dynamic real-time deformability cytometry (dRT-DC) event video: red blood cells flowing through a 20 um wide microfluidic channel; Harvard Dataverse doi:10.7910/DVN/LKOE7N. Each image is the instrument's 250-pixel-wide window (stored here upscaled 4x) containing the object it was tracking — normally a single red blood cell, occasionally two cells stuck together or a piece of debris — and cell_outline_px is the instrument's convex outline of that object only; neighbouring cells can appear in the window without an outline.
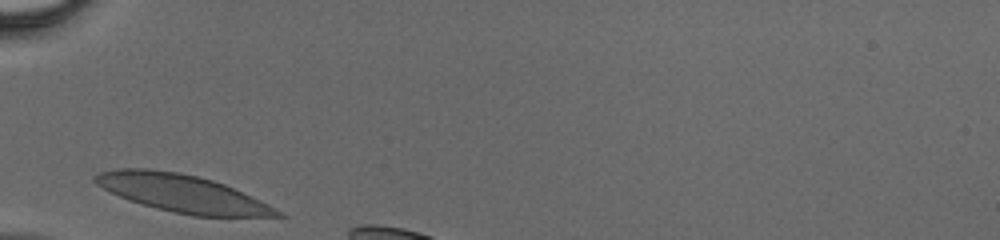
{"species": "human", "species_latin": "Homo sapiens", "temperature_condition": "cold", "stored_images_in_passage": 7, "camera_frame_rate_fps": 3000, "um_per_image_px": 0.085, "donor": {"sex": "male"}, "frame": {"image": 1, "passage_image": 1, "time_ms": 0.0, "image_size_px": [1000, 240], "cell_outline_px": [[288, 216], [192, 216], [156, 208], [120, 196], [96, 184], [92, 180], [92, 176], [100, 172], [116, 168], [148, 168], [176, 172], [196, 176], [212, 180], [224, 184], [284, 212]], "centroid_in_image_um": [15.46, 16.42], "position_along_channel_um": 69.5, "area_um2": 39.25}}
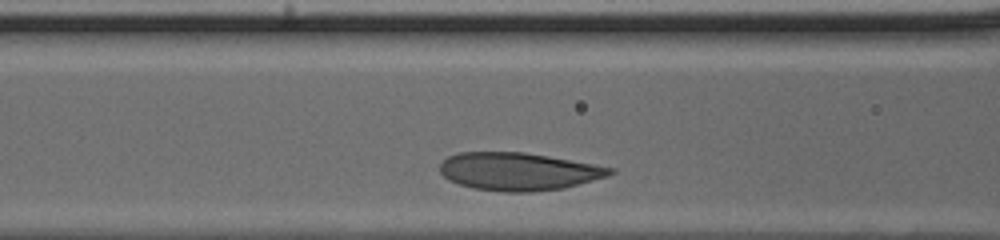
{"frame": {"image": 2, "passage_image": 5, "time_ms": 1.333, "image_size_px": [1000, 240], "cell_outline_px": [[616, 172], [608, 176], [564, 188], [532, 192], [504, 192], [472, 188], [448, 180], [440, 172], [440, 164], [448, 156], [460, 152], [524, 152], [548, 156], [616, 168]], "centroid_in_image_um": [44.08, 14.58], "position_along_channel_um": 122.5, "area_um2": 37.51}}